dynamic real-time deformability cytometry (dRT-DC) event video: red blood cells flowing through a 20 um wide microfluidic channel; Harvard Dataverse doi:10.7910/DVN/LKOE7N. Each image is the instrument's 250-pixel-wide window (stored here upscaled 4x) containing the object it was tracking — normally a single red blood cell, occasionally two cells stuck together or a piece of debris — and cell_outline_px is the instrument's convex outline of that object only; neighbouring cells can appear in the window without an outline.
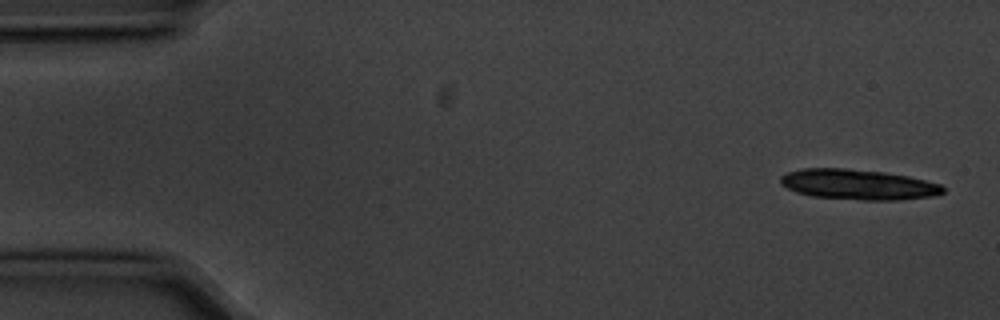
{"species": "common noctule bat (a hibernating species)", "species_latin": "Nyctalus noctula", "temperature_condition": "cold", "stored_images_in_passage": 6, "camera_frame_rate_fps": 3000, "um_per_image_px": 0.085, "animal": {"sex": "male", "body_mass_g": 20.1, "forearm_length_mm": 53.5}, "frame": {"image": 1, "passage_image": 1, "time_ms": 0.0, "image_size_px": [1000, 320], "cell_outline_px": [[944, 192], [936, 196], [896, 200], [864, 200], [812, 196], [796, 192], [780, 184], [780, 176], [788, 172], [804, 168], [844, 168], [884, 172], [908, 176], [940, 184], [944, 188]], "centroid_in_image_um": [72.94, 15.68], "position_along_channel_um": 12.1, "area_um2": 28.67}}
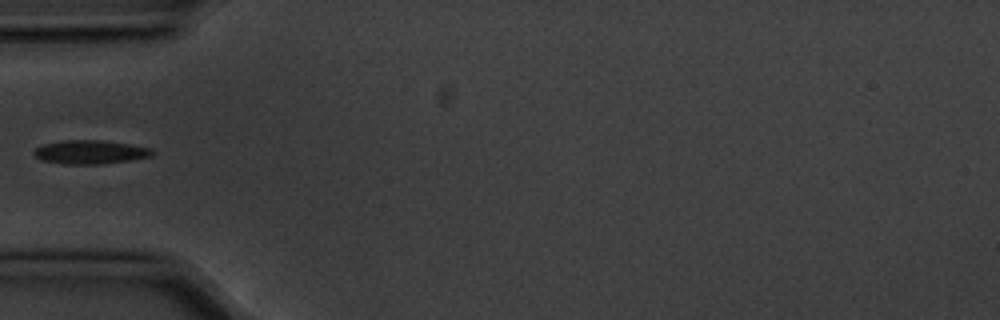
{"frame": {"image": 2, "passage_image": 5, "time_ms": 1.333, "image_size_px": [1000, 320], "cell_outline_px": [[156, 152], [152, 156], [128, 160], [100, 164], [64, 164], [40, 160], [32, 152], [36, 148], [44, 144], [60, 140], [100, 140], [128, 144], [152, 148]], "centroid_in_image_um": [7.66, 12.92], "position_along_channel_um": 77.3, "area_um2": 16.36}}